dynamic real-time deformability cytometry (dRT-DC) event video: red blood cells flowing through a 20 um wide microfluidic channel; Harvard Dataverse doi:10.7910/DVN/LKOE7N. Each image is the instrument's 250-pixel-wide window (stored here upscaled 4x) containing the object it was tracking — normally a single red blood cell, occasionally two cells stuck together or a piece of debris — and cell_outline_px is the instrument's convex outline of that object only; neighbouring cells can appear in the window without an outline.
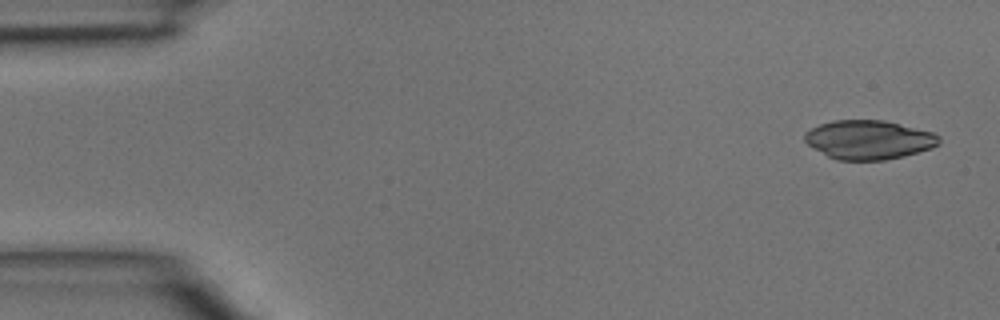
{"species": "common noctule bat (a hibernating species)", "species_latin": "Nyctalus noctula", "temperature_condition": "room temperature", "stored_images_in_passage": 4, "segment_of_instrument_passage": [1, 2], "camera_frame_rate_fps": 3000, "um_per_image_px": 0.085, "animal": {"sex": "male", "body_mass_g": 15.6}, "frame": {"image": 1, "passage_image": 1, "time_ms": 0.0, "image_size_px": [1000, 320], "cell_outline_px": [[940, 144], [932, 148], [904, 156], [884, 160], [836, 160], [828, 156], [808, 144], [804, 140], [804, 132], [820, 124], [832, 120], [884, 120], [932, 132], [940, 136]], "centroid_in_image_um": [73.85, 11.88], "position_along_channel_um": 11.1, "area_um2": 30.52}}